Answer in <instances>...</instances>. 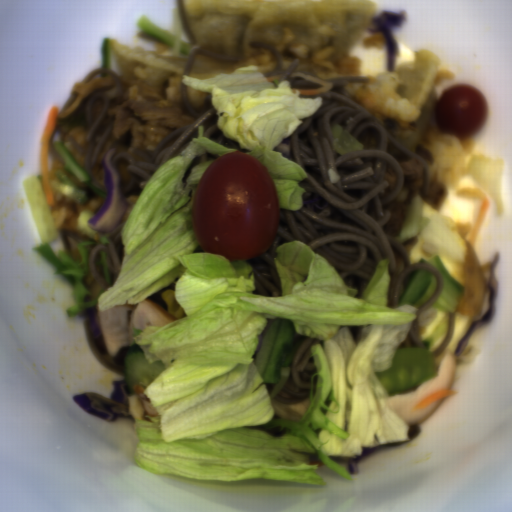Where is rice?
Masks as SVG:
<instances>
[{
  "instance_id": "023b6e5f",
  "label": "rice",
  "mask_w": 512,
  "mask_h": 512,
  "mask_svg": "<svg viewBox=\"0 0 512 512\" xmlns=\"http://www.w3.org/2000/svg\"><path fill=\"white\" fill-rule=\"evenodd\" d=\"M280 53L282 73L298 58L294 73H305L310 76L327 79L342 76H360V62L348 51H337L335 46L324 45L310 49L296 43V36L291 28L284 29L279 44L274 46Z\"/></svg>"
},
{
  "instance_id": "8eca5e8b",
  "label": "rice",
  "mask_w": 512,
  "mask_h": 512,
  "mask_svg": "<svg viewBox=\"0 0 512 512\" xmlns=\"http://www.w3.org/2000/svg\"><path fill=\"white\" fill-rule=\"evenodd\" d=\"M420 143L434 159L427 167L428 178L442 184L446 195L458 191L463 179L471 176L468 168L472 155H480L473 142L468 137L458 139L442 133L435 124Z\"/></svg>"
},
{
  "instance_id": "652b925c",
  "label": "rice",
  "mask_w": 512,
  "mask_h": 512,
  "mask_svg": "<svg viewBox=\"0 0 512 512\" xmlns=\"http://www.w3.org/2000/svg\"><path fill=\"white\" fill-rule=\"evenodd\" d=\"M367 82H353L344 90L355 103L386 125L393 135L406 137L412 133L419 110L406 97L396 93L400 80L395 71H383Z\"/></svg>"
},
{
  "instance_id": "acb35da6",
  "label": "rice",
  "mask_w": 512,
  "mask_h": 512,
  "mask_svg": "<svg viewBox=\"0 0 512 512\" xmlns=\"http://www.w3.org/2000/svg\"><path fill=\"white\" fill-rule=\"evenodd\" d=\"M254 49L253 55H228L237 57L238 62L231 64L234 70L237 67L246 65H256L259 72L263 75L275 70L277 66L276 58L267 50L258 47H251Z\"/></svg>"
}]
</instances>
